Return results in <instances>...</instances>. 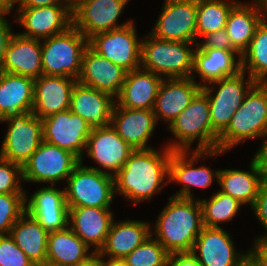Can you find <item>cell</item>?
<instances>
[{
  "label": "cell",
  "instance_id": "7a4b0ae2",
  "mask_svg": "<svg viewBox=\"0 0 267 266\" xmlns=\"http://www.w3.org/2000/svg\"><path fill=\"white\" fill-rule=\"evenodd\" d=\"M159 214L151 233L170 253L191 252L204 228L198 198L171 196Z\"/></svg>",
  "mask_w": 267,
  "mask_h": 266
},
{
  "label": "cell",
  "instance_id": "4dcf8cb0",
  "mask_svg": "<svg viewBox=\"0 0 267 266\" xmlns=\"http://www.w3.org/2000/svg\"><path fill=\"white\" fill-rule=\"evenodd\" d=\"M267 17V8L256 1L238 2L226 22V30L233 46L242 54L249 46L256 28Z\"/></svg>",
  "mask_w": 267,
  "mask_h": 266
},
{
  "label": "cell",
  "instance_id": "6da1fadb",
  "mask_svg": "<svg viewBox=\"0 0 267 266\" xmlns=\"http://www.w3.org/2000/svg\"><path fill=\"white\" fill-rule=\"evenodd\" d=\"M172 152L166 145L160 152L154 148L134 150L114 175L115 194L134 205L152 200L169 183Z\"/></svg>",
  "mask_w": 267,
  "mask_h": 266
},
{
  "label": "cell",
  "instance_id": "83f0119b",
  "mask_svg": "<svg viewBox=\"0 0 267 266\" xmlns=\"http://www.w3.org/2000/svg\"><path fill=\"white\" fill-rule=\"evenodd\" d=\"M162 80L161 76L141 67L129 71L115 101L125 108L153 110Z\"/></svg>",
  "mask_w": 267,
  "mask_h": 266
},
{
  "label": "cell",
  "instance_id": "8d00e7d4",
  "mask_svg": "<svg viewBox=\"0 0 267 266\" xmlns=\"http://www.w3.org/2000/svg\"><path fill=\"white\" fill-rule=\"evenodd\" d=\"M218 192L210 196L209 200L199 199L203 224L206 227L220 228V223H225L233 220L235 215L243 206L239 201L232 198L230 195Z\"/></svg>",
  "mask_w": 267,
  "mask_h": 266
},
{
  "label": "cell",
  "instance_id": "74e56055",
  "mask_svg": "<svg viewBox=\"0 0 267 266\" xmlns=\"http://www.w3.org/2000/svg\"><path fill=\"white\" fill-rule=\"evenodd\" d=\"M122 261L126 266H169L170 253L151 235Z\"/></svg>",
  "mask_w": 267,
  "mask_h": 266
},
{
  "label": "cell",
  "instance_id": "4316f807",
  "mask_svg": "<svg viewBox=\"0 0 267 266\" xmlns=\"http://www.w3.org/2000/svg\"><path fill=\"white\" fill-rule=\"evenodd\" d=\"M151 225L141 220L114 221L98 254L110 260H122L152 234Z\"/></svg>",
  "mask_w": 267,
  "mask_h": 266
},
{
  "label": "cell",
  "instance_id": "e0dca14e",
  "mask_svg": "<svg viewBox=\"0 0 267 266\" xmlns=\"http://www.w3.org/2000/svg\"><path fill=\"white\" fill-rule=\"evenodd\" d=\"M229 234L222 227L204 226L191 251L201 266H239L248 257L252 249L236 251Z\"/></svg>",
  "mask_w": 267,
  "mask_h": 266
},
{
  "label": "cell",
  "instance_id": "d6a6232c",
  "mask_svg": "<svg viewBox=\"0 0 267 266\" xmlns=\"http://www.w3.org/2000/svg\"><path fill=\"white\" fill-rule=\"evenodd\" d=\"M249 171L240 169H219L218 185L220 192L230 195L243 205L253 207L263 182L262 174L254 159Z\"/></svg>",
  "mask_w": 267,
  "mask_h": 266
},
{
  "label": "cell",
  "instance_id": "7c38bea8",
  "mask_svg": "<svg viewBox=\"0 0 267 266\" xmlns=\"http://www.w3.org/2000/svg\"><path fill=\"white\" fill-rule=\"evenodd\" d=\"M137 37L132 22L124 27L94 34L88 39V45L99 55L129 72L141 66L142 39Z\"/></svg>",
  "mask_w": 267,
  "mask_h": 266
},
{
  "label": "cell",
  "instance_id": "603a6c76",
  "mask_svg": "<svg viewBox=\"0 0 267 266\" xmlns=\"http://www.w3.org/2000/svg\"><path fill=\"white\" fill-rule=\"evenodd\" d=\"M68 226L95 253L104 246L114 220L111 208L68 207Z\"/></svg>",
  "mask_w": 267,
  "mask_h": 266
},
{
  "label": "cell",
  "instance_id": "60d3db41",
  "mask_svg": "<svg viewBox=\"0 0 267 266\" xmlns=\"http://www.w3.org/2000/svg\"><path fill=\"white\" fill-rule=\"evenodd\" d=\"M0 266H36L9 234L0 235Z\"/></svg>",
  "mask_w": 267,
  "mask_h": 266
},
{
  "label": "cell",
  "instance_id": "db71d44e",
  "mask_svg": "<svg viewBox=\"0 0 267 266\" xmlns=\"http://www.w3.org/2000/svg\"><path fill=\"white\" fill-rule=\"evenodd\" d=\"M84 0H64L65 4L71 9H75Z\"/></svg>",
  "mask_w": 267,
  "mask_h": 266
},
{
  "label": "cell",
  "instance_id": "bcb514c9",
  "mask_svg": "<svg viewBox=\"0 0 267 266\" xmlns=\"http://www.w3.org/2000/svg\"><path fill=\"white\" fill-rule=\"evenodd\" d=\"M253 243L252 253L267 266V233L255 238Z\"/></svg>",
  "mask_w": 267,
  "mask_h": 266
},
{
  "label": "cell",
  "instance_id": "52a82bcc",
  "mask_svg": "<svg viewBox=\"0 0 267 266\" xmlns=\"http://www.w3.org/2000/svg\"><path fill=\"white\" fill-rule=\"evenodd\" d=\"M65 183L68 207L111 208L113 204L114 176L83 165V160L74 167Z\"/></svg>",
  "mask_w": 267,
  "mask_h": 266
},
{
  "label": "cell",
  "instance_id": "d590c367",
  "mask_svg": "<svg viewBox=\"0 0 267 266\" xmlns=\"http://www.w3.org/2000/svg\"><path fill=\"white\" fill-rule=\"evenodd\" d=\"M237 3V0H197V42L203 35L226 28L231 9Z\"/></svg>",
  "mask_w": 267,
  "mask_h": 266
},
{
  "label": "cell",
  "instance_id": "f907efd6",
  "mask_svg": "<svg viewBox=\"0 0 267 266\" xmlns=\"http://www.w3.org/2000/svg\"><path fill=\"white\" fill-rule=\"evenodd\" d=\"M102 257L98 253H94L86 261L78 263L76 266H101Z\"/></svg>",
  "mask_w": 267,
  "mask_h": 266
},
{
  "label": "cell",
  "instance_id": "2e32d148",
  "mask_svg": "<svg viewBox=\"0 0 267 266\" xmlns=\"http://www.w3.org/2000/svg\"><path fill=\"white\" fill-rule=\"evenodd\" d=\"M14 15L16 22L25 29L18 33L38 40L62 33L73 25L72 10L66 4L20 7Z\"/></svg>",
  "mask_w": 267,
  "mask_h": 266
},
{
  "label": "cell",
  "instance_id": "d6986e66",
  "mask_svg": "<svg viewBox=\"0 0 267 266\" xmlns=\"http://www.w3.org/2000/svg\"><path fill=\"white\" fill-rule=\"evenodd\" d=\"M26 212L34 217L49 233L68 227L69 208L65 190L55 185L41 187L30 197H25Z\"/></svg>",
  "mask_w": 267,
  "mask_h": 266
},
{
  "label": "cell",
  "instance_id": "ac0fdd59",
  "mask_svg": "<svg viewBox=\"0 0 267 266\" xmlns=\"http://www.w3.org/2000/svg\"><path fill=\"white\" fill-rule=\"evenodd\" d=\"M128 2L129 0H84L72 10L73 25L87 39L99 32L124 27L133 22L129 20L117 23Z\"/></svg>",
  "mask_w": 267,
  "mask_h": 266
},
{
  "label": "cell",
  "instance_id": "f5cc1de1",
  "mask_svg": "<svg viewBox=\"0 0 267 266\" xmlns=\"http://www.w3.org/2000/svg\"><path fill=\"white\" fill-rule=\"evenodd\" d=\"M101 266H126V264L122 260H105V258H102Z\"/></svg>",
  "mask_w": 267,
  "mask_h": 266
},
{
  "label": "cell",
  "instance_id": "ee69618b",
  "mask_svg": "<svg viewBox=\"0 0 267 266\" xmlns=\"http://www.w3.org/2000/svg\"><path fill=\"white\" fill-rule=\"evenodd\" d=\"M11 14L7 11H0V64L3 61L7 45L13 35L12 25L7 20L6 15Z\"/></svg>",
  "mask_w": 267,
  "mask_h": 266
},
{
  "label": "cell",
  "instance_id": "11a10c76",
  "mask_svg": "<svg viewBox=\"0 0 267 266\" xmlns=\"http://www.w3.org/2000/svg\"><path fill=\"white\" fill-rule=\"evenodd\" d=\"M252 1H256L259 4H261L262 6L267 8V0H252Z\"/></svg>",
  "mask_w": 267,
  "mask_h": 266
},
{
  "label": "cell",
  "instance_id": "30bf717a",
  "mask_svg": "<svg viewBox=\"0 0 267 266\" xmlns=\"http://www.w3.org/2000/svg\"><path fill=\"white\" fill-rule=\"evenodd\" d=\"M224 150H208V151H173L170 158L169 164V182H174L175 184H182L181 189L178 193L171 195L181 198H196L193 195L194 188H209L213 181L216 180L218 183L219 169L212 170L205 165H199L196 167L194 164L198 163L201 157L220 156L224 154ZM191 156H190V155Z\"/></svg>",
  "mask_w": 267,
  "mask_h": 266
},
{
  "label": "cell",
  "instance_id": "5bb4252c",
  "mask_svg": "<svg viewBox=\"0 0 267 266\" xmlns=\"http://www.w3.org/2000/svg\"><path fill=\"white\" fill-rule=\"evenodd\" d=\"M42 121L43 141L56 145L84 160L83 152L92 127L69 109L49 115Z\"/></svg>",
  "mask_w": 267,
  "mask_h": 266
},
{
  "label": "cell",
  "instance_id": "9c48e42d",
  "mask_svg": "<svg viewBox=\"0 0 267 266\" xmlns=\"http://www.w3.org/2000/svg\"><path fill=\"white\" fill-rule=\"evenodd\" d=\"M4 121L8 123V129L1 144L0 157L23 166L43 141L42 121L32 111L0 120Z\"/></svg>",
  "mask_w": 267,
  "mask_h": 266
},
{
  "label": "cell",
  "instance_id": "cb8c5ba5",
  "mask_svg": "<svg viewBox=\"0 0 267 266\" xmlns=\"http://www.w3.org/2000/svg\"><path fill=\"white\" fill-rule=\"evenodd\" d=\"M76 79L41 75L34 79L33 114L40 119L70 108L72 88Z\"/></svg>",
  "mask_w": 267,
  "mask_h": 266
},
{
  "label": "cell",
  "instance_id": "b9f144b4",
  "mask_svg": "<svg viewBox=\"0 0 267 266\" xmlns=\"http://www.w3.org/2000/svg\"><path fill=\"white\" fill-rule=\"evenodd\" d=\"M200 39L202 43L197 42L198 49H223L230 50L237 54V57L241 59L242 54L233 46L226 28L220 29L214 33L203 35Z\"/></svg>",
  "mask_w": 267,
  "mask_h": 266
},
{
  "label": "cell",
  "instance_id": "7dc6e473",
  "mask_svg": "<svg viewBox=\"0 0 267 266\" xmlns=\"http://www.w3.org/2000/svg\"><path fill=\"white\" fill-rule=\"evenodd\" d=\"M266 137L267 134L264 136V138ZM260 146L261 147L257 150L253 159L256 162L258 169L262 174L263 180H267V138L264 141V143H262V145Z\"/></svg>",
  "mask_w": 267,
  "mask_h": 266
},
{
  "label": "cell",
  "instance_id": "277c9868",
  "mask_svg": "<svg viewBox=\"0 0 267 266\" xmlns=\"http://www.w3.org/2000/svg\"><path fill=\"white\" fill-rule=\"evenodd\" d=\"M267 134V83L256 82L246 93L227 128L219 135L217 149L227 151L248 139Z\"/></svg>",
  "mask_w": 267,
  "mask_h": 266
},
{
  "label": "cell",
  "instance_id": "ba28073f",
  "mask_svg": "<svg viewBox=\"0 0 267 266\" xmlns=\"http://www.w3.org/2000/svg\"><path fill=\"white\" fill-rule=\"evenodd\" d=\"M247 75L241 70L234 76L213 81L202 87L209 100L212 129L218 135L227 128L246 93L256 83L249 74Z\"/></svg>",
  "mask_w": 267,
  "mask_h": 266
},
{
  "label": "cell",
  "instance_id": "ffe728a7",
  "mask_svg": "<svg viewBox=\"0 0 267 266\" xmlns=\"http://www.w3.org/2000/svg\"><path fill=\"white\" fill-rule=\"evenodd\" d=\"M126 74L125 69L99 55L88 45L82 55L81 72L77 82L116 98L122 89Z\"/></svg>",
  "mask_w": 267,
  "mask_h": 266
},
{
  "label": "cell",
  "instance_id": "5b68a950",
  "mask_svg": "<svg viewBox=\"0 0 267 266\" xmlns=\"http://www.w3.org/2000/svg\"><path fill=\"white\" fill-rule=\"evenodd\" d=\"M144 38L146 40L142 39L141 44V68L163 79L192 76L197 43L162 40L150 33Z\"/></svg>",
  "mask_w": 267,
  "mask_h": 266
},
{
  "label": "cell",
  "instance_id": "816d5d0a",
  "mask_svg": "<svg viewBox=\"0 0 267 266\" xmlns=\"http://www.w3.org/2000/svg\"><path fill=\"white\" fill-rule=\"evenodd\" d=\"M239 266H265L252 252Z\"/></svg>",
  "mask_w": 267,
  "mask_h": 266
},
{
  "label": "cell",
  "instance_id": "f1b7e54d",
  "mask_svg": "<svg viewBox=\"0 0 267 266\" xmlns=\"http://www.w3.org/2000/svg\"><path fill=\"white\" fill-rule=\"evenodd\" d=\"M236 55L230 50L198 49L196 47L191 78L195 80L197 73L202 81L199 85L203 87L213 81L238 74L242 68L241 59H237Z\"/></svg>",
  "mask_w": 267,
  "mask_h": 266
},
{
  "label": "cell",
  "instance_id": "c3c4849f",
  "mask_svg": "<svg viewBox=\"0 0 267 266\" xmlns=\"http://www.w3.org/2000/svg\"><path fill=\"white\" fill-rule=\"evenodd\" d=\"M57 4H65V2L64 0H24L21 7H42Z\"/></svg>",
  "mask_w": 267,
  "mask_h": 266
},
{
  "label": "cell",
  "instance_id": "8992f818",
  "mask_svg": "<svg viewBox=\"0 0 267 266\" xmlns=\"http://www.w3.org/2000/svg\"><path fill=\"white\" fill-rule=\"evenodd\" d=\"M88 39L72 25L66 31L41 40L43 75L78 79Z\"/></svg>",
  "mask_w": 267,
  "mask_h": 266
},
{
  "label": "cell",
  "instance_id": "4fadbf2b",
  "mask_svg": "<svg viewBox=\"0 0 267 266\" xmlns=\"http://www.w3.org/2000/svg\"><path fill=\"white\" fill-rule=\"evenodd\" d=\"M150 34L168 41L197 43V0H165Z\"/></svg>",
  "mask_w": 267,
  "mask_h": 266
},
{
  "label": "cell",
  "instance_id": "3957f363",
  "mask_svg": "<svg viewBox=\"0 0 267 266\" xmlns=\"http://www.w3.org/2000/svg\"><path fill=\"white\" fill-rule=\"evenodd\" d=\"M167 127L176 138L166 144L173 151H190L196 140L198 144L194 150L217 149L219 135L212 129L209 100L202 89Z\"/></svg>",
  "mask_w": 267,
  "mask_h": 266
},
{
  "label": "cell",
  "instance_id": "f546056e",
  "mask_svg": "<svg viewBox=\"0 0 267 266\" xmlns=\"http://www.w3.org/2000/svg\"><path fill=\"white\" fill-rule=\"evenodd\" d=\"M34 79L0 71V120L33 111Z\"/></svg>",
  "mask_w": 267,
  "mask_h": 266
},
{
  "label": "cell",
  "instance_id": "e575fe53",
  "mask_svg": "<svg viewBox=\"0 0 267 266\" xmlns=\"http://www.w3.org/2000/svg\"><path fill=\"white\" fill-rule=\"evenodd\" d=\"M267 17L256 28L248 48L242 53V71L255 82L267 83Z\"/></svg>",
  "mask_w": 267,
  "mask_h": 266
},
{
  "label": "cell",
  "instance_id": "9a60e30c",
  "mask_svg": "<svg viewBox=\"0 0 267 266\" xmlns=\"http://www.w3.org/2000/svg\"><path fill=\"white\" fill-rule=\"evenodd\" d=\"M134 150L111 125L94 127L88 136L85 152H87L86 156L92 158L101 169L85 166L114 176Z\"/></svg>",
  "mask_w": 267,
  "mask_h": 266
},
{
  "label": "cell",
  "instance_id": "836d02e7",
  "mask_svg": "<svg viewBox=\"0 0 267 266\" xmlns=\"http://www.w3.org/2000/svg\"><path fill=\"white\" fill-rule=\"evenodd\" d=\"M9 235L36 266L46 265L48 232L34 217L25 212L14 223Z\"/></svg>",
  "mask_w": 267,
  "mask_h": 266
},
{
  "label": "cell",
  "instance_id": "8fae6325",
  "mask_svg": "<svg viewBox=\"0 0 267 266\" xmlns=\"http://www.w3.org/2000/svg\"><path fill=\"white\" fill-rule=\"evenodd\" d=\"M80 160L71 152L42 141L37 150L23 164V182L54 185L71 175Z\"/></svg>",
  "mask_w": 267,
  "mask_h": 266
},
{
  "label": "cell",
  "instance_id": "d4e9b609",
  "mask_svg": "<svg viewBox=\"0 0 267 266\" xmlns=\"http://www.w3.org/2000/svg\"><path fill=\"white\" fill-rule=\"evenodd\" d=\"M41 40L13 33L0 64V71L31 77L43 75Z\"/></svg>",
  "mask_w": 267,
  "mask_h": 266
},
{
  "label": "cell",
  "instance_id": "7402d4cb",
  "mask_svg": "<svg viewBox=\"0 0 267 266\" xmlns=\"http://www.w3.org/2000/svg\"><path fill=\"white\" fill-rule=\"evenodd\" d=\"M157 124L153 110L125 108L115 102L110 125L135 150L154 148L147 143Z\"/></svg>",
  "mask_w": 267,
  "mask_h": 266
},
{
  "label": "cell",
  "instance_id": "1f68e13d",
  "mask_svg": "<svg viewBox=\"0 0 267 266\" xmlns=\"http://www.w3.org/2000/svg\"><path fill=\"white\" fill-rule=\"evenodd\" d=\"M68 226L63 230L48 233V266H76L86 261L95 252Z\"/></svg>",
  "mask_w": 267,
  "mask_h": 266
},
{
  "label": "cell",
  "instance_id": "44dd1931",
  "mask_svg": "<svg viewBox=\"0 0 267 266\" xmlns=\"http://www.w3.org/2000/svg\"><path fill=\"white\" fill-rule=\"evenodd\" d=\"M201 89L191 77L163 79L153 108L156 122L163 120L169 126Z\"/></svg>",
  "mask_w": 267,
  "mask_h": 266
},
{
  "label": "cell",
  "instance_id": "7bdbcfd3",
  "mask_svg": "<svg viewBox=\"0 0 267 266\" xmlns=\"http://www.w3.org/2000/svg\"><path fill=\"white\" fill-rule=\"evenodd\" d=\"M251 209L256 219H258V222L262 225L264 230L267 231V180H263L258 196Z\"/></svg>",
  "mask_w": 267,
  "mask_h": 266
},
{
  "label": "cell",
  "instance_id": "f35d334b",
  "mask_svg": "<svg viewBox=\"0 0 267 266\" xmlns=\"http://www.w3.org/2000/svg\"><path fill=\"white\" fill-rule=\"evenodd\" d=\"M25 197L26 194H0V235L9 234L26 212Z\"/></svg>",
  "mask_w": 267,
  "mask_h": 266
},
{
  "label": "cell",
  "instance_id": "ab89813d",
  "mask_svg": "<svg viewBox=\"0 0 267 266\" xmlns=\"http://www.w3.org/2000/svg\"><path fill=\"white\" fill-rule=\"evenodd\" d=\"M21 181L22 166L0 157V194H26Z\"/></svg>",
  "mask_w": 267,
  "mask_h": 266
},
{
  "label": "cell",
  "instance_id": "484cf974",
  "mask_svg": "<svg viewBox=\"0 0 267 266\" xmlns=\"http://www.w3.org/2000/svg\"><path fill=\"white\" fill-rule=\"evenodd\" d=\"M115 98L78 82L72 88L69 110L82 117L92 128L111 124Z\"/></svg>",
  "mask_w": 267,
  "mask_h": 266
},
{
  "label": "cell",
  "instance_id": "681fc988",
  "mask_svg": "<svg viewBox=\"0 0 267 266\" xmlns=\"http://www.w3.org/2000/svg\"><path fill=\"white\" fill-rule=\"evenodd\" d=\"M24 0H0V11L12 12V9L15 5L19 9Z\"/></svg>",
  "mask_w": 267,
  "mask_h": 266
},
{
  "label": "cell",
  "instance_id": "f6af8a7d",
  "mask_svg": "<svg viewBox=\"0 0 267 266\" xmlns=\"http://www.w3.org/2000/svg\"><path fill=\"white\" fill-rule=\"evenodd\" d=\"M169 266H201L191 252L170 254Z\"/></svg>",
  "mask_w": 267,
  "mask_h": 266
}]
</instances>
